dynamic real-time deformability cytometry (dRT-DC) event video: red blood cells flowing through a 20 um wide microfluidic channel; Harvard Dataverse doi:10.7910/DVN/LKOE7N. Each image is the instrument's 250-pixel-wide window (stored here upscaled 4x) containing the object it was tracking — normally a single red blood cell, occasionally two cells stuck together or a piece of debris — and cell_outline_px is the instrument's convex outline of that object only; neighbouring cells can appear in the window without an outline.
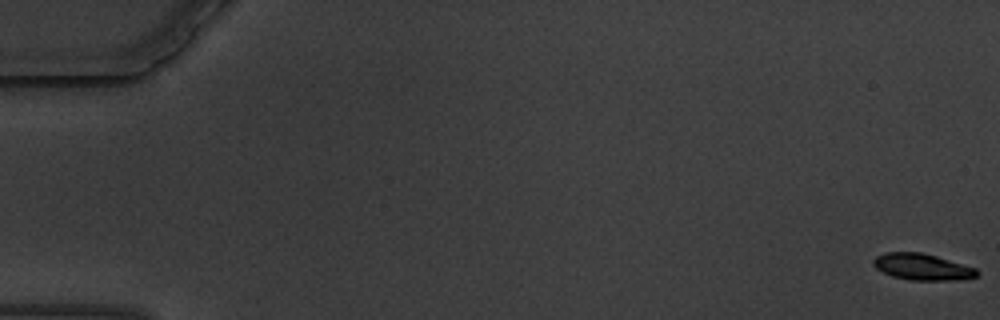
{"species": "common noctule bat (a hibernating species)", "species_latin": "Nyctalus noctula", "temperature_condition": "warm", "stored_images_in_passage": 13, "camera_frame_rate_fps": 3000, "um_per_image_px": 0.085, "animal": {"sex": "male", "body_mass_g": 19.5, "forearm_length_mm": 54.6}, "frame": {"image": 1, "passage_image": 1, "time_ms": 0.0, "image_size_px": [1000, 320], "cell_outline_px": [[980, 272], [976, 276], [956, 280], [912, 280], [892, 276], [876, 268], [872, 264], [872, 260], [876, 256], [884, 252], [920, 252], [936, 256], [976, 268]], "centroid_in_image_um": [78.36, 22.68], "position_along_channel_um": 6.6, "area_um2": 15.84}}